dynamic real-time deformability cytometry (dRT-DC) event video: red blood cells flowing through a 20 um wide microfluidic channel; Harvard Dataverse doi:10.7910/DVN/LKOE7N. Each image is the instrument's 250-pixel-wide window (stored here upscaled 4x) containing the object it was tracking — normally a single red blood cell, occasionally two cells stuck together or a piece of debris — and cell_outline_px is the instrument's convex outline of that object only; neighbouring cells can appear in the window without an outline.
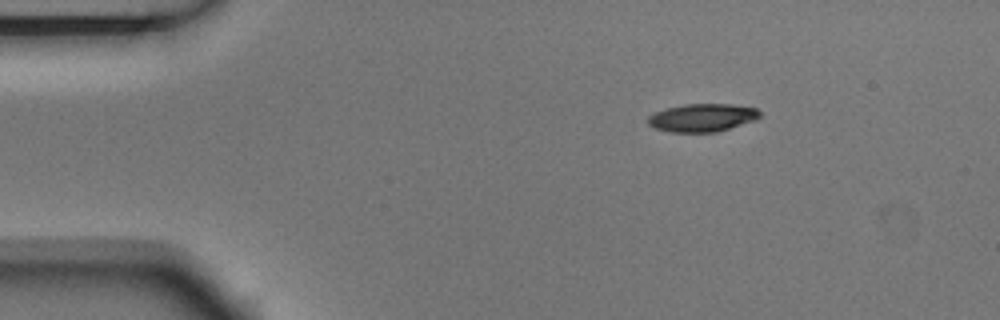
{"species": "Egyptian fruit bat (a non-hibernating species)", "species_latin": "Rousettus aegyptiacus", "temperature_condition": "room temperature", "stored_images_in_passage": 4, "camera_frame_rate_fps": 3000, "um_per_image_px": 0.085, "animal": {"sex": "male"}, "frame": {"image": 1, "passage_image": 1, "time_ms": 0.0, "image_size_px": [1000, 320], "cell_outline_px": [[760, 116], [756, 120], [716, 132], [668, 132], [656, 128], [648, 124], [648, 116], [664, 108], [684, 104], [732, 104], [756, 108], [760, 112]], "centroid_in_image_um": [59.69, 10.0], "position_along_channel_um": 25.3, "area_um2": 18.26}}
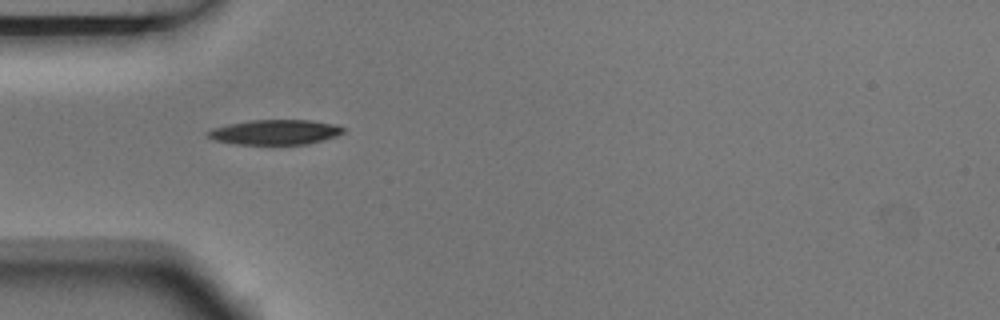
{"frame": {"image": 2, "passage_image": 3, "time_ms": 0.667, "image_size_px": [1000, 320], "cell_outline_px": [[344, 132], [336, 136], [304, 144], [236, 144], [212, 140], [204, 136], [204, 132], [212, 128], [228, 124], [252, 120], [312, 120], [336, 124], [344, 128]], "centroid_in_image_um": [23.31, 11.23], "position_along_channel_um": 61.7, "area_um2": 19.77}}
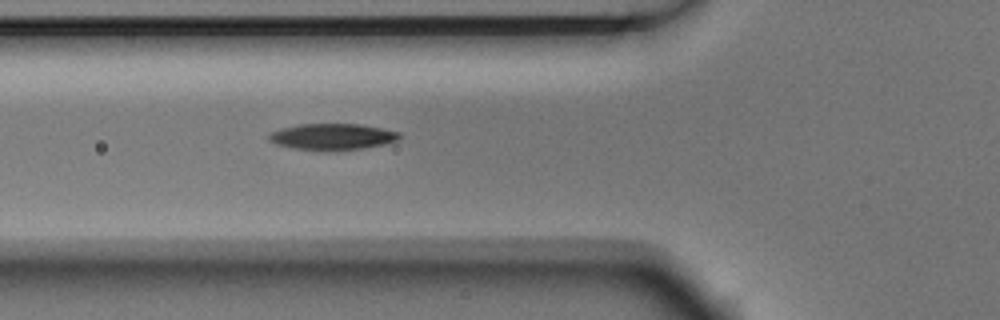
{"frame": {"image": 3, "passage_image": 4, "time_ms": 1.0, "image_size_px": [1000, 320], "cell_outline_px": [[400, 140], [384, 144], [364, 148], [332, 152], [324, 152], [296, 148], [276, 144], [268, 140], [268, 136], [272, 132], [284, 128], [300, 124], [360, 124], [400, 132]], "centroid_in_image_um": [28.29, 11.64], "position_along_channel_um": 97.5, "area_um2": 20.17}}